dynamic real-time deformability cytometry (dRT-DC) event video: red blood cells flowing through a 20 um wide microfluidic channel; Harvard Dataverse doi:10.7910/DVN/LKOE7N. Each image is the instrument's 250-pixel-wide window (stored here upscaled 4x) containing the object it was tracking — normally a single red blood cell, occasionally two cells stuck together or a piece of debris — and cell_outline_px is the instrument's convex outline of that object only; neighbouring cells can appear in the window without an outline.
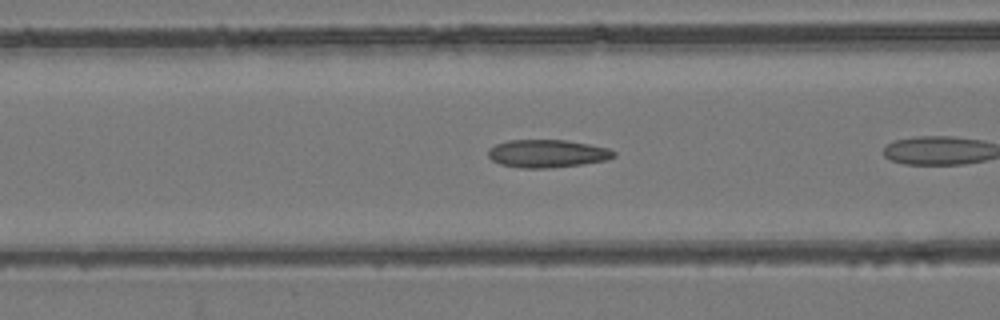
{"species": "common noctule bat (a hibernating species)", "species_latin": "Nyctalus noctula", "temperature_condition": "room temperature", "stored_images_in_passage": 7, "camera_frame_rate_fps": 3000, "um_per_image_px": 0.085, "animal": {"sex": "female", "body_mass_g": 24.6, "forearm_length_mm": 56.2}, "frame": {"image": 1, "passage_image": 5, "time_ms": 1.333, "image_size_px": [1000, 320], "cell_outline_px": [[616, 156], [608, 160], [552, 168], [520, 168], [500, 164], [492, 160], [488, 156], [488, 148], [496, 144], [508, 140], [564, 140], [588, 144], [608, 148], [616, 152]], "centroid_in_image_um": [46.5, 13.05], "position_along_channel_um": 120.1, "area_um2": 20.46}}